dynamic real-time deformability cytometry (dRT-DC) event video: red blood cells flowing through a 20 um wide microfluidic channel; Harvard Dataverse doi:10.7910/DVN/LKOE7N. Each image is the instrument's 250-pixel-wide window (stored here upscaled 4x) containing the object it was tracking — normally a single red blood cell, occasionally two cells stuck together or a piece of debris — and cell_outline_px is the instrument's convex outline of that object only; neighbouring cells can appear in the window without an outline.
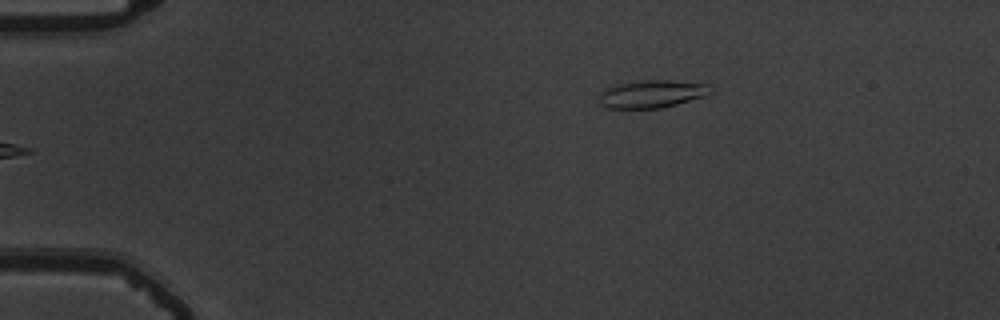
{"species": "common noctule bat (a hibernating species)", "species_latin": "Nyctalus noctula", "temperature_condition": "warm", "stored_images_in_passage": 46, "camera_frame_rate_fps": 3000, "um_per_image_px": 0.085, "animal": {"sex": "male", "body_mass_g": 19.5, "forearm_length_mm": 54.6}, "frame": {"image": 1, "passage_image": 1, "time_ms": 0.0, "image_size_px": [1000, 320], "cell_outline_px": [[712, 92], [704, 96], [676, 104], [660, 108], [608, 108], [600, 104], [600, 92], [604, 88], [616, 84], [640, 80], [668, 80], [708, 84], [712, 88]], "centroid_in_image_um": [55.39, 7.97], "position_along_channel_um": 29.6, "area_um2": 17.98}}
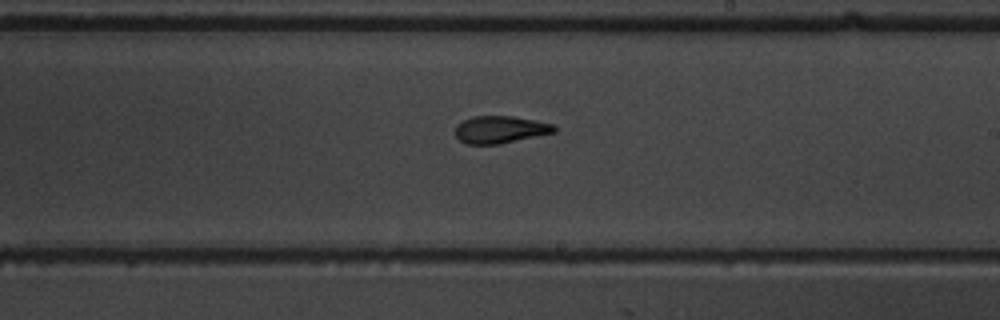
{"frame": {"image": 2, "passage_image": 24, "time_ms": 7.667, "image_size_px": [1000, 320], "cell_outline_px": [[556, 132], [500, 144], [464, 144], [456, 136], [456, 124], [472, 116], [512, 116], [552, 124], [556, 128]], "centroid_in_image_um": [42.49, 11.02], "position_along_channel_um": 246.5, "area_um2": 15.66}}
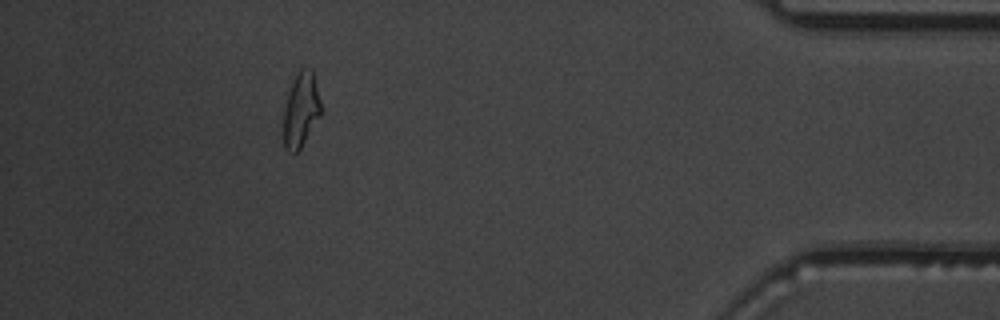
{"frame": {"image": 3, "passage_image": 41, "time_ms": 13.333, "image_size_px": [1000, 320], "cell_outline_px": [[320, 116], [300, 148], [292, 156], [284, 148], [284, 92], [300, 68], [312, 68], [320, 100]], "centroid_in_image_um": [25.53, 9.3], "position_along_channel_um": 409.7, "area_um2": 16.65}, "authors_computed_cell_mechanics": {"area_um2": 16.2996, "velocity_mm_per_s": 3.7225, "shape_relaxation_time_tau1_ms": 7.0192, "shape_relaxation_time_tau2_ms": 2.1009, "deformation_change_tau1": 0.1997, "deformation_change_tau2": 0.0986}}